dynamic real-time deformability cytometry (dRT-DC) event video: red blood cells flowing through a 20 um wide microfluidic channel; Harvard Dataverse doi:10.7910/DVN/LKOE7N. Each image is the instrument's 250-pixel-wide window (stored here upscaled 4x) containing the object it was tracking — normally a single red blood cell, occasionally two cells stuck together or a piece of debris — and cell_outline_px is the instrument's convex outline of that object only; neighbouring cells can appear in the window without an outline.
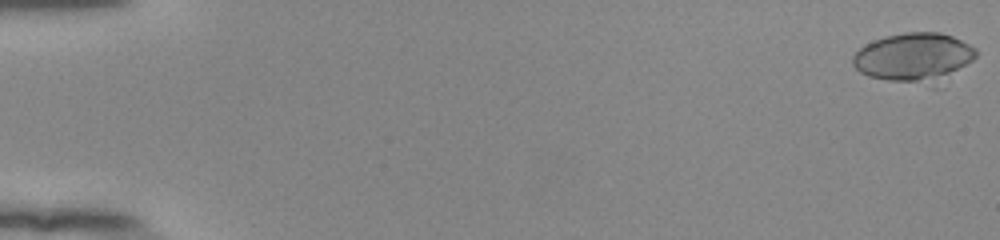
{"species": "human", "species_latin": "Homo sapiens", "temperature_condition": "room temperature", "stored_images_in_passage": 55, "camera_frame_rate_fps": 3000, "um_per_image_px": 0.085, "donor": {"sex": "female"}, "frame": {"image": 1, "passage_image": 1, "time_ms": 0.0, "image_size_px": [1000, 240], "cell_outline_px": [[976, 56], [972, 60], [936, 88], [932, 88], [888, 80], [868, 76], [860, 72], [852, 64], [852, 56], [864, 44], [884, 36], [904, 32], [940, 32], [952, 36], [976, 48]], "centroid_in_image_um": [77.7, 4.92], "position_along_channel_um": 7.3, "area_um2": 36.07}}
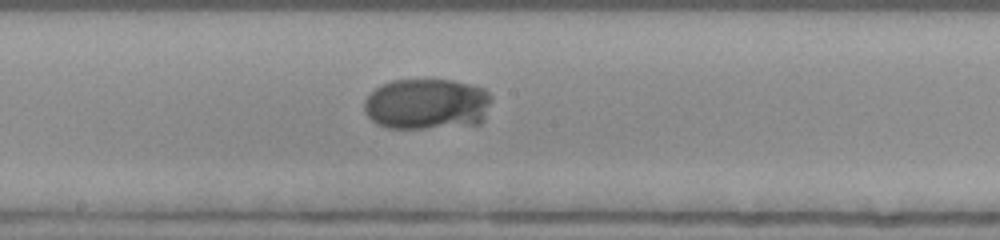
{"frame": {"image": 2, "passage_image": 31, "time_ms": 10.0, "image_size_px": [1000, 240], "cell_outline_px": [[492, 100], [484, 120], [480, 124], [424, 128], [388, 128], [376, 124], [364, 112], [364, 100], [380, 84], [392, 80], [452, 80], [472, 84], [484, 88], [492, 96]], "centroid_in_image_um": [36.31, 8.84], "position_along_channel_um": 211.9, "area_um2": 38.26}}
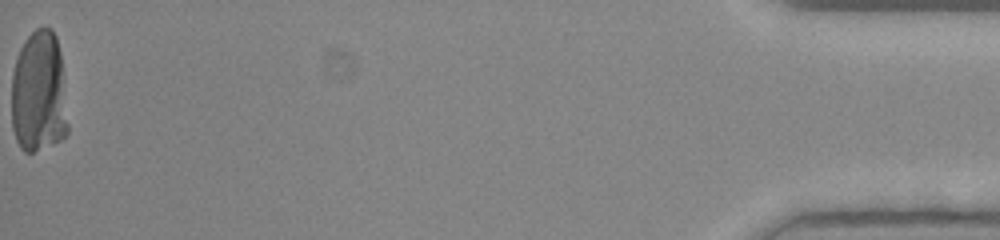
{"frame": {"image": 3, "passage_image": 55, "time_ms": 18.0, "image_size_px": [1000, 240], "cell_outline_px": [[68, 132], [60, 140], [52, 144], [32, 152], [24, 152], [20, 148], [16, 140], [12, 128], [12, 72], [16, 56], [24, 40], [36, 28], [44, 24], [52, 28], [56, 36], [60, 52], [68, 124]], "centroid_in_image_um": [3.29, 7.84], "position_along_channel_um": 431.9, "area_um2": 40.75}, "authors_computed_cell_mechanics": {"area_um2": 38.3214, "velocity_mm_per_s": 3.9041, "shape_relaxation_time_tau1_ms": 9.6983, "shape_relaxation_time_tau2_ms": 0.7874, "deformation_change_tau1": 0.2345, "deformation_change_tau2": null}}